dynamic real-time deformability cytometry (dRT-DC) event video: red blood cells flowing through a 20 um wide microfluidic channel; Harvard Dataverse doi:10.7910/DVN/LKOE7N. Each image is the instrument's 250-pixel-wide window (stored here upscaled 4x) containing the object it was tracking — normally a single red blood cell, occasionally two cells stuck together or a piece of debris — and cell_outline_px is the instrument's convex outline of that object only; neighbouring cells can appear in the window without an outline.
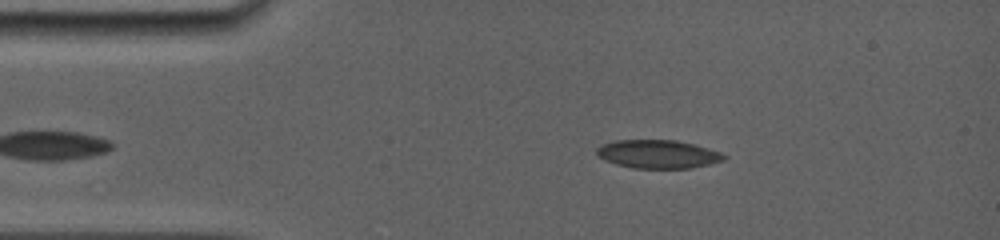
{"species": "common noctule bat (a hibernating species)", "species_latin": "Nyctalus noctula", "temperature_condition": "room temperature", "stored_images_in_passage": 9, "camera_frame_rate_fps": 5000, "um_per_image_px": 0.085, "animal": {"sex": "female", "body_mass_g": 19.0, "forearm_length_mm": 56.7}, "frame": {"image": 1, "passage_image": 2, "time_ms": 0.6, "image_size_px": [1000, 240], "cell_outline_px": [[728, 156], [724, 160], [692, 168], [632, 168], [616, 164], [604, 160], [596, 156], [596, 148], [600, 144], [616, 140], [676, 140], [708, 148], [720, 152]], "centroid_in_image_um": [55.88, 13.1], "position_along_channel_um": 29.1, "area_um2": 21.15}}
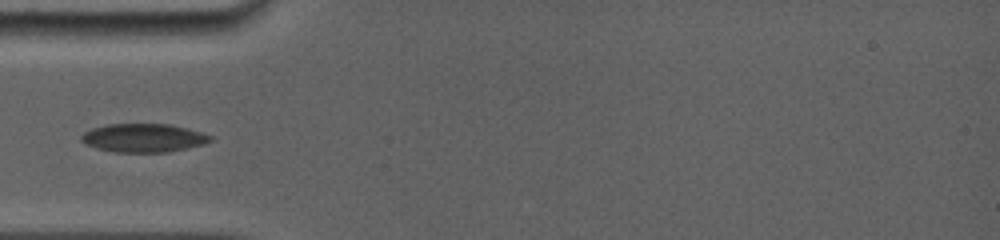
{"frame": {"image": 2, "passage_image": 6, "time_ms": 2.8, "image_size_px": [1000, 240], "cell_outline_px": [[212, 140], [204, 144], [168, 152], [116, 152], [96, 148], [80, 140], [80, 136], [84, 132], [92, 128], [108, 124], [172, 124], [188, 128], [212, 136]], "centroid_in_image_um": [12.2, 11.71], "position_along_channel_um": 72.8, "area_um2": 21.39}}
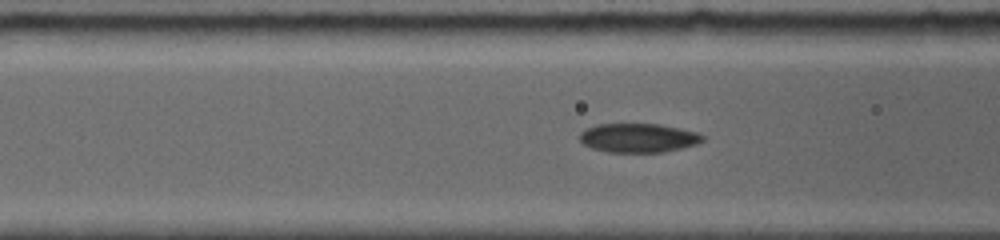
{"frame": {"image": 3, "passage_image": 8, "time_ms": 3.8, "image_size_px": [1000, 240], "cell_outline_px": [[704, 140], [696, 144], [664, 152], [608, 152], [592, 148], [584, 144], [580, 140], [580, 132], [596, 124], [660, 124], [680, 128], [696, 132], [704, 136]], "centroid_in_image_um": [54.26, 11.72], "position_along_channel_um": 112.3, "area_um2": 20.69}}